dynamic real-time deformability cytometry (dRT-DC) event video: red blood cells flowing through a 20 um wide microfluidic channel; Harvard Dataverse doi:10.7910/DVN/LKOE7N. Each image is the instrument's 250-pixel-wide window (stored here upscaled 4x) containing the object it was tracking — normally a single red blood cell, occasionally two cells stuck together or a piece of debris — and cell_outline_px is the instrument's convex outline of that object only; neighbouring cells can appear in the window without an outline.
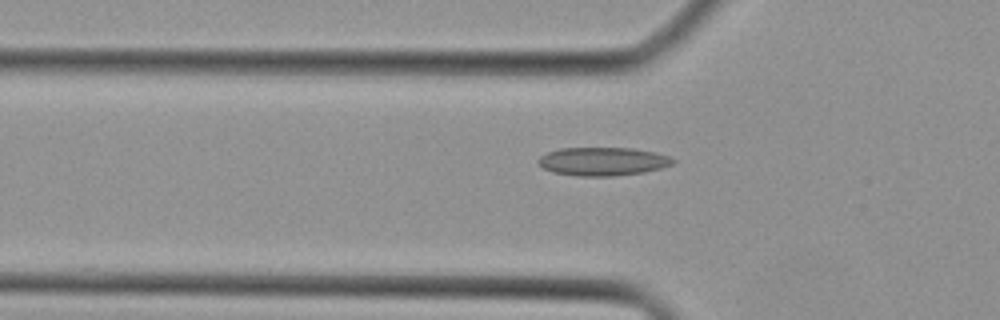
{"species": "Egyptian fruit bat (a non-hibernating species)", "species_latin": "Rousettus aegyptiacus", "temperature_condition": "cold", "stored_images_in_passage": 33, "camera_frame_rate_fps": 3000, "um_per_image_px": 0.085, "animal": {"sex": "female"}, "frame": {"image": 1, "passage_image": 10, "time_ms": 3.0, "image_size_px": [1000, 320], "cell_outline_px": [[676, 160], [672, 164], [660, 168], [644, 172], [612, 176], [576, 176], [552, 172], [536, 164], [536, 160], [540, 156], [548, 152], [560, 148], [632, 148], [656, 152], [668, 156]], "centroid_in_image_um": [51.2, 13.72], "position_along_channel_um": 74.6, "area_um2": 22.37}}
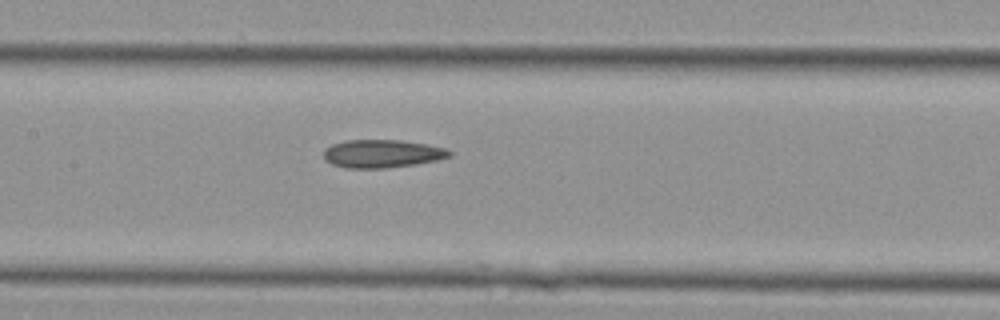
{"frame": {"image": 2, "passage_image": 16, "time_ms": 5.0, "image_size_px": [1000, 320], "cell_outline_px": [[452, 156], [436, 160], [412, 164], [384, 168], [344, 168], [332, 164], [324, 160], [324, 148], [332, 144], [348, 140], [400, 140], [428, 144], [448, 148], [452, 152]], "centroid_in_image_um": [32.48, 13.05], "position_along_channel_um": 174.9, "area_um2": 20.63}}
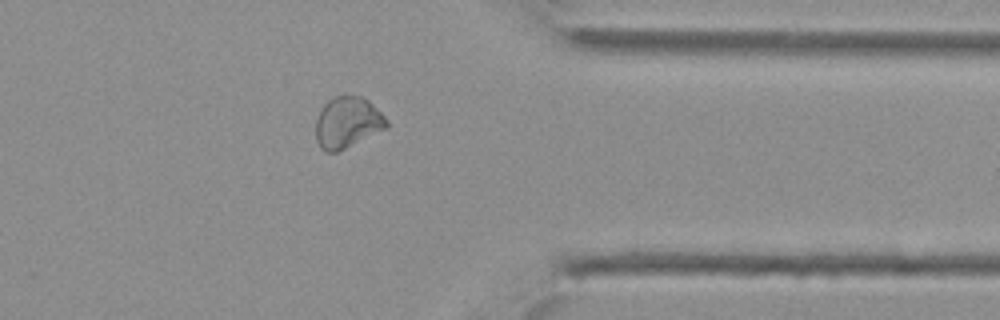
{"frame": {"image": 3, "passage_image": 29, "time_ms": 9.333, "image_size_px": [1000, 320], "cell_outline_px": [[388, 128], [336, 152], [324, 152], [320, 148], [316, 140], [316, 120], [324, 104], [332, 96], [360, 96], [368, 100], [388, 120]], "centroid_in_image_um": [29.53, 10.42], "position_along_channel_um": 381.9, "area_um2": 21.04}}